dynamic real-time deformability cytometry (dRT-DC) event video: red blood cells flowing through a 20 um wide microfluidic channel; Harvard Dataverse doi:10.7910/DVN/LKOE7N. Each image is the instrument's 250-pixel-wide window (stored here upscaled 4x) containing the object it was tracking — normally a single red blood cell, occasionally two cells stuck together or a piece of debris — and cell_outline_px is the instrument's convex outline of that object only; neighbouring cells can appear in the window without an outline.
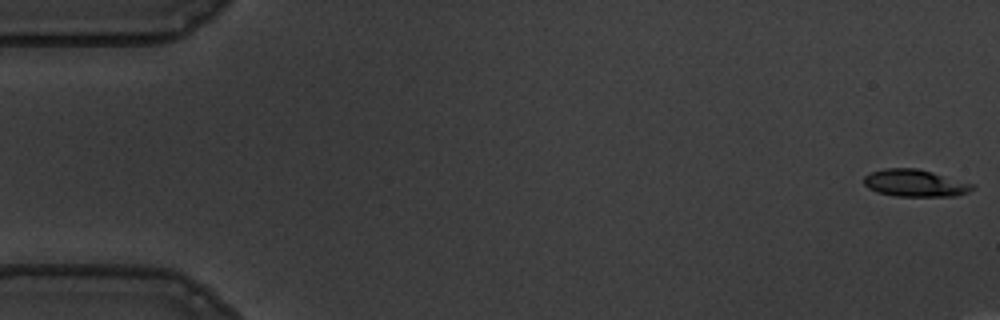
{"species": "common noctule bat (a hibernating species)", "species_latin": "Nyctalus noctula", "temperature_condition": "warm", "stored_images_in_passage": 49, "camera_frame_rate_fps": 3000, "um_per_image_px": 0.085, "animal": {"sex": "male", "body_mass_g": 19.5, "forearm_length_mm": 54.6}, "frame": {"image": 1, "passage_image": 1, "time_ms": 0.0, "image_size_px": [1000, 320], "cell_outline_px": [[976, 188], [968, 192], [956, 196], [896, 196], [876, 192], [868, 188], [864, 184], [864, 176], [872, 172], [884, 168], [916, 168], [932, 172], [976, 184]], "centroid_in_image_um": [77.8, 15.57], "position_along_channel_um": 7.2, "area_um2": 17.28}}
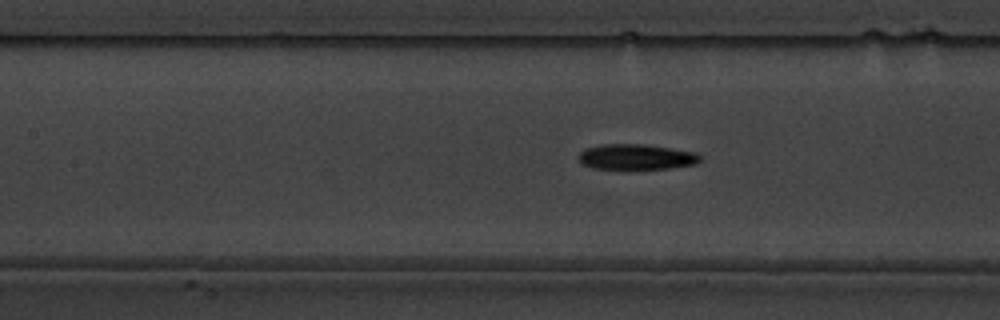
{"frame": {"image": 2, "passage_image": 25, "time_ms": 8.0, "image_size_px": [1000, 320], "cell_outline_px": [[700, 160], [696, 164], [668, 168], [632, 172], [624, 172], [592, 168], [580, 164], [576, 156], [584, 148], [604, 144], [644, 144], [696, 152], [700, 156]], "centroid_in_image_um": [53.99, 13.39], "position_along_channel_um": 153.4, "area_um2": 19.19}}
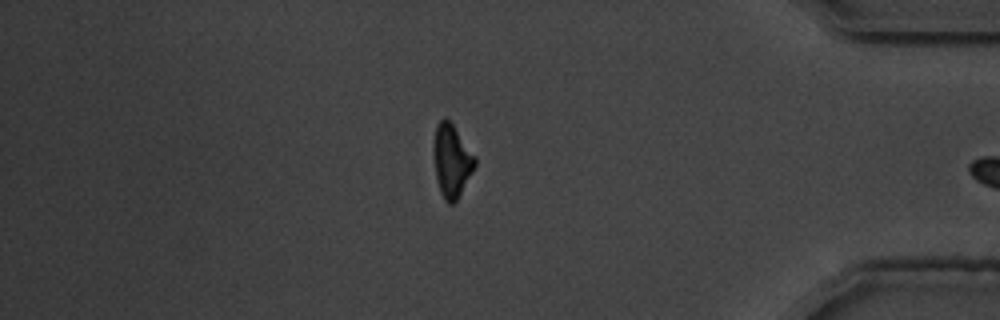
{"frame": {"image": 3, "passage_image": 48, "time_ms": 15.667, "image_size_px": [1000, 320], "cell_outline_px": [[476, 164], [472, 172], [456, 200], [452, 204], [448, 204], [444, 200], [440, 192], [436, 180], [432, 148], [436, 124], [444, 116], [452, 124], [476, 156]], "centroid_in_image_um": [38.36, 13.64], "position_along_channel_um": 396.8, "area_um2": 17.63}}